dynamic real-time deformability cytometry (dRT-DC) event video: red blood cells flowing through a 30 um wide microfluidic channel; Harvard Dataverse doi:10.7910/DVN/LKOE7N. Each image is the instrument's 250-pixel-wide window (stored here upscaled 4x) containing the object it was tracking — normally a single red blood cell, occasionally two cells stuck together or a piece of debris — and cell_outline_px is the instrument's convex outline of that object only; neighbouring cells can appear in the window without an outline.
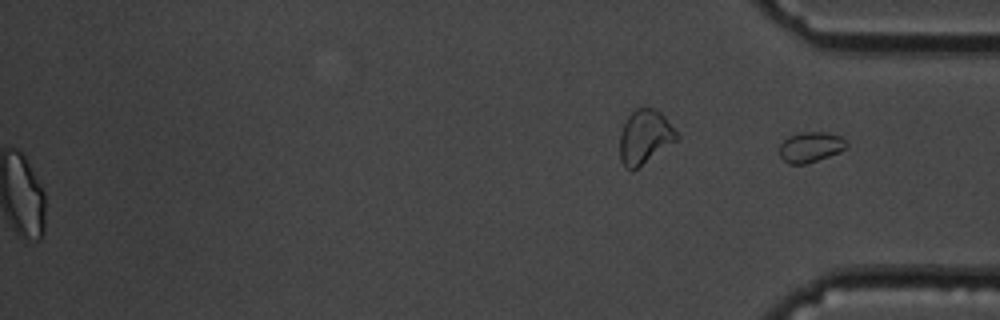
{"species": "common noctule bat (a hibernating species)", "species_latin": "Nyctalus noctula", "temperature_condition": "cold", "stored_images_in_passage": 55, "segment_of_instrument_passage": [2, 2], "camera_frame_rate_fps": 3000, "um_per_image_px": 0.085, "animal": {"sex": "male", "body_mass_g": 19.5, "forearm_length_mm": 54.6}, "frame": {"image": 1, "passage_image": 55, "time_ms": 18.0, "image_size_px": [1000, 320], "cell_outline_px": [[848, 148], [840, 152], [804, 164], [788, 164], [780, 156], [780, 144], [788, 136], [800, 132], [828, 132], [840, 136], [848, 144]], "centroid_in_image_um": [68.91, 12.49], "position_along_channel_um": 366.3, "area_um2": 11.85}}